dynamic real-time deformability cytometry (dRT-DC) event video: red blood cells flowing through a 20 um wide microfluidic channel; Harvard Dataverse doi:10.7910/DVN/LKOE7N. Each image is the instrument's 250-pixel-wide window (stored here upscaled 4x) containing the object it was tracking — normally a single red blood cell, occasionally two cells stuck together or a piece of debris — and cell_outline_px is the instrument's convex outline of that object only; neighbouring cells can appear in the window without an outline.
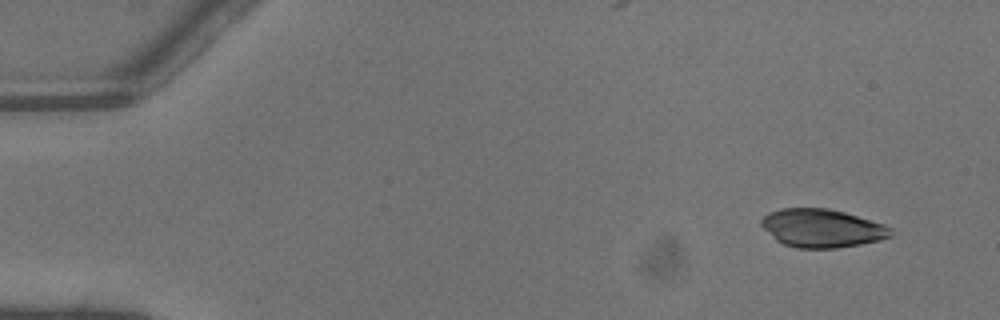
{"species": "common noctule bat (a hibernating species)", "species_latin": "Nyctalus noctula", "temperature_condition": "warm", "stored_images_in_passage": 4, "camera_frame_rate_fps": 3000, "um_per_image_px": 0.085, "animal": {"sex": "male", "body_mass_g": 13.3}, "frame": {"image": 1, "passage_image": 1, "time_ms": 0.0, "image_size_px": [1000, 320], "cell_outline_px": [[892, 236], [880, 240], [860, 244], [836, 248], [796, 248], [784, 244], [776, 240], [760, 224], [760, 220], [768, 212], [780, 208], [828, 208], [844, 212], [884, 224], [892, 228]], "centroid_in_image_um": [69.86, 19.39], "position_along_channel_um": 15.1, "area_um2": 28.9}}
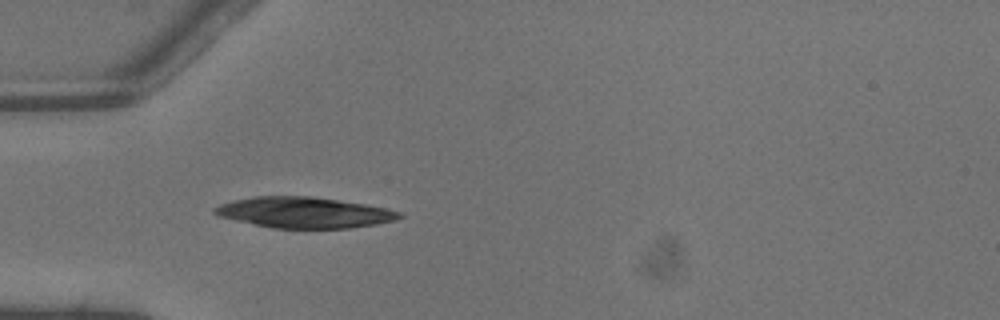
{"frame": {"image": 2, "passage_image": 4, "time_ms": 1.0, "image_size_px": [1000, 320], "cell_outline_px": [[404, 216], [396, 220], [376, 224], [348, 228], [272, 228], [216, 216], [212, 212], [212, 208], [220, 204], [232, 200], [252, 196], [312, 196], [364, 204], [404, 212]], "centroid_in_image_um": [25.82, 18.06], "position_along_channel_um": 59.2, "area_um2": 33.35}}